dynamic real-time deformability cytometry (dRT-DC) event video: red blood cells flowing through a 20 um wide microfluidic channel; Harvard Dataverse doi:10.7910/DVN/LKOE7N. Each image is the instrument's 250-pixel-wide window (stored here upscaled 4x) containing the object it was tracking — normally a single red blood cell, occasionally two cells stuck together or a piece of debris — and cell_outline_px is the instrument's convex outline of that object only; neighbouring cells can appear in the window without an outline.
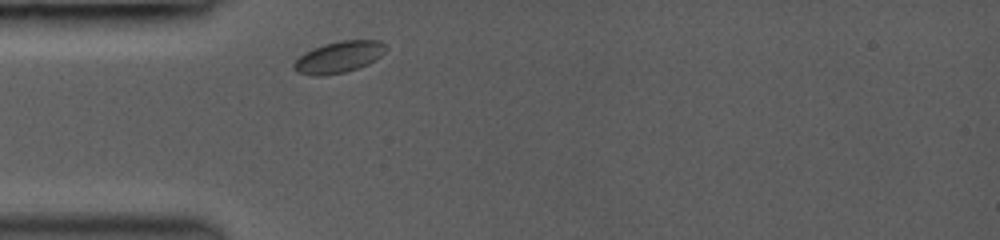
{"species": "common noctule bat (a hibernating species)", "species_latin": "Nyctalus noctula", "temperature_condition": "room temperature", "stored_images_in_passage": 10, "camera_frame_rate_fps": 3000, "um_per_image_px": 0.085, "animal": {"sex": "female", "body_mass_g": 19.0, "forearm_length_mm": 53.3}, "frame": {"image": 1, "passage_image": 1, "time_ms": 0.0, "image_size_px": [1000, 240], "cell_outline_px": [[384, 52], [376, 60], [368, 64], [344, 72], [320, 76], [312, 76], [296, 72], [292, 68], [292, 64], [304, 52], [312, 48], [324, 44], [340, 40], [380, 40], [384, 44]], "centroid_in_image_um": [28.75, 4.85], "position_along_channel_um": 56.3, "area_um2": 16.88}}
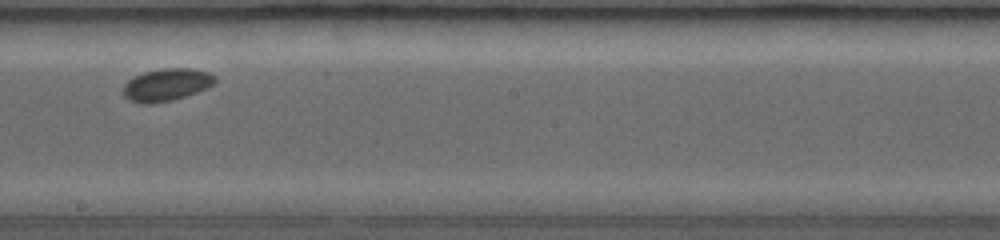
{"frame": {"image": 2, "passage_image": 6, "time_ms": 4.667, "image_size_px": [1000, 240], "cell_outline_px": [[216, 80], [208, 88], [172, 100], [152, 104], [148, 104], [128, 100], [124, 96], [124, 84], [128, 80], [144, 72], [160, 68], [192, 68], [208, 72], [216, 76]], "centroid_in_image_um": [14.16, 7.19], "position_along_channel_um": 234.0, "area_um2": 17.28}}
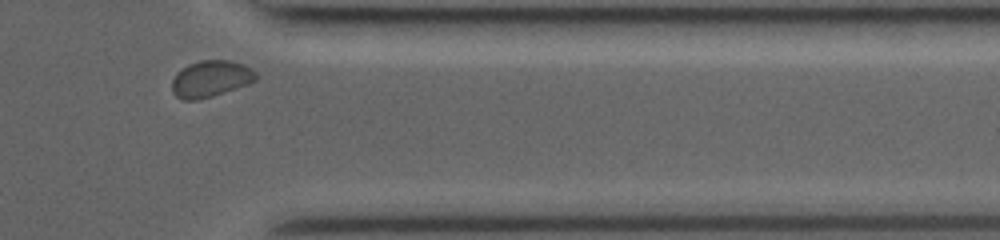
{"frame": {"image": 3, "passage_image": 10, "time_ms": 8.667, "image_size_px": [1000, 240], "cell_outline_px": [[256, 80], [248, 84], [212, 96], [196, 100], [184, 100], [176, 96], [172, 92], [172, 80], [176, 72], [188, 64], [200, 60], [228, 60], [244, 64], [252, 68], [256, 72]], "centroid_in_image_um": [17.9, 6.69], "position_along_channel_um": 393.5, "area_um2": 17.92}, "authors_computed_cell_mechanics": {"area_um2": 17.1377, "velocity_mm_per_s": 3.9321, "shape_relaxation_time_tau1_ms": 0.5997, "shape_relaxation_time_tau2_ms": null, "deformation_change_tau1": 0.0294, "deformation_change_tau2": null}}